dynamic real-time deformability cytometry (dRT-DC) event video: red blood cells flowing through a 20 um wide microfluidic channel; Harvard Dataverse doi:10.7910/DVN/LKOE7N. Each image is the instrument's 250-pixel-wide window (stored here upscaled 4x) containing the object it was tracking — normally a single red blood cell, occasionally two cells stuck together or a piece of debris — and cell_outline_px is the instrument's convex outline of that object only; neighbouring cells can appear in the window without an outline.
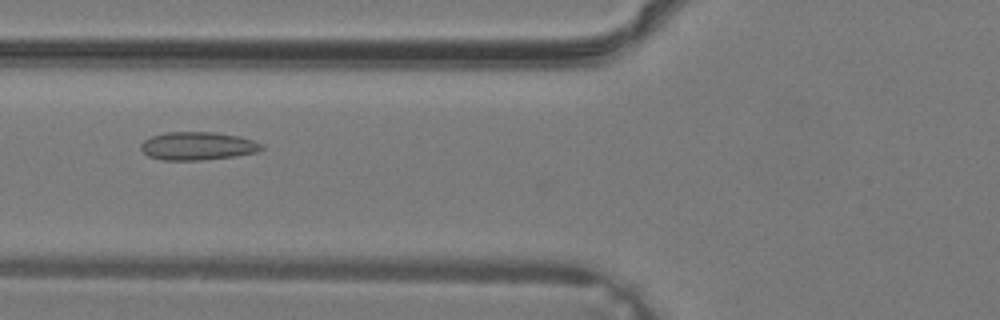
{"species": "common noctule bat (a hibernating species)", "species_latin": "Nyctalus noctula", "temperature_condition": "warm", "stored_images_in_passage": 28, "camera_frame_rate_fps": 3000, "um_per_image_px": 0.085, "animal": {"sex": "male", "body_mass_g": 19.2, "forearm_length_mm": 51.8}, "frame": {"image": 1, "passage_image": 5, "time_ms": 1.333, "image_size_px": [1000, 320], "cell_outline_px": [[264, 148], [256, 152], [236, 156], [200, 160], [164, 160], [148, 156], [140, 148], [140, 144], [144, 140], [152, 136], [164, 132], [212, 132], [240, 136], [264, 144]], "centroid_in_image_um": [16.8, 12.4], "position_along_channel_um": 109.0, "area_um2": 19.83}}
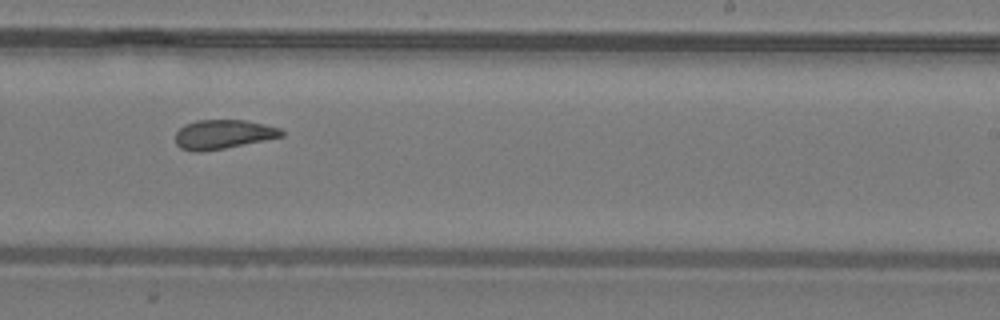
{"frame": {"image": 2, "passage_image": 14, "time_ms": 4.333, "image_size_px": [1000, 320], "cell_outline_px": [[284, 136], [224, 148], [200, 152], [196, 152], [180, 148], [176, 144], [176, 132], [184, 124], [196, 120], [244, 120], [264, 124], [280, 128], [284, 132]], "centroid_in_image_um": [18.95, 11.41], "position_along_channel_um": 270.1, "area_um2": 17.98}}
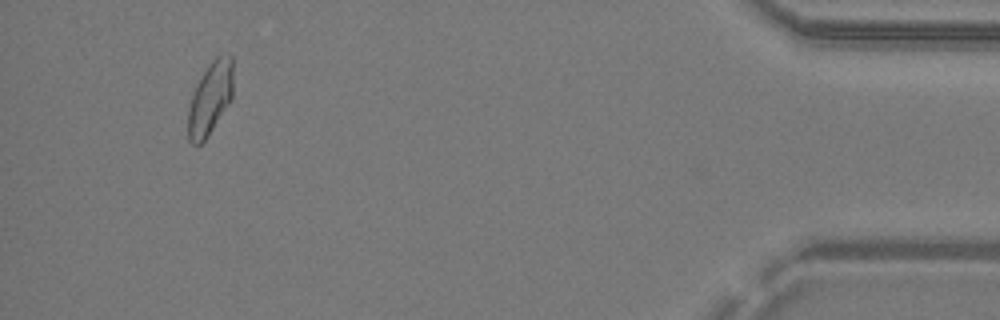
{"frame": {"image": 3, "passage_image": 26, "time_ms": 8.333, "image_size_px": [1000, 320], "cell_outline_px": [[232, 100], [208, 136], [200, 144], [192, 144], [188, 140], [188, 108], [196, 84], [208, 64], [216, 56], [228, 52], [232, 56]], "centroid_in_image_um": [17.87, 8.34], "position_along_channel_um": 417.3, "area_um2": 19.31}}